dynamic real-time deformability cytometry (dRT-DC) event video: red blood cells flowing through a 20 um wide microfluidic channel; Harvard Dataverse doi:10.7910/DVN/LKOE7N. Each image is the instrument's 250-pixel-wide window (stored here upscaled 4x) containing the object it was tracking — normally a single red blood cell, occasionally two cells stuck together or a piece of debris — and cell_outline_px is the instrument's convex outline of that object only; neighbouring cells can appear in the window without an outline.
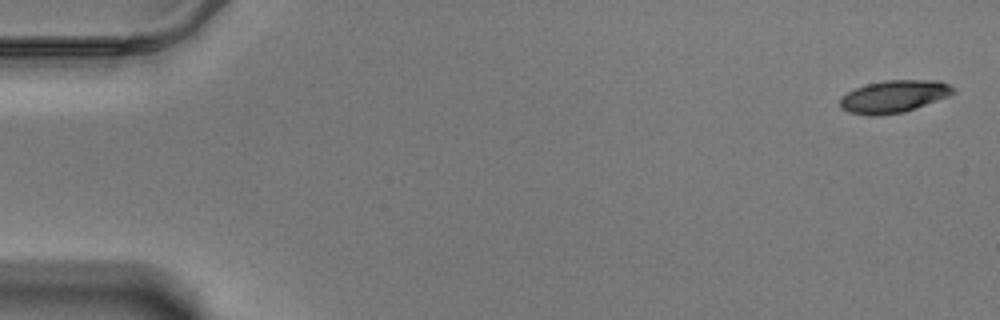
{"species": "Egyptian fruit bat (a non-hibernating species)", "species_latin": "Rousettus aegyptiacus", "temperature_condition": "warm", "stored_images_in_passage": 11, "camera_frame_rate_fps": 3000, "um_per_image_px": 0.085, "animal": {"sex": "male"}, "frame": {"image": 1, "passage_image": 1, "time_ms": 0.0, "image_size_px": [1000, 320], "cell_outline_px": [[956, 92], [948, 96], [904, 112], [872, 116], [848, 112], [840, 108], [840, 100], [848, 92], [856, 88], [868, 84], [884, 80], [940, 80], [956, 88]], "centroid_in_image_um": [76.0, 8.19], "position_along_channel_um": 9.0, "area_um2": 21.21}}